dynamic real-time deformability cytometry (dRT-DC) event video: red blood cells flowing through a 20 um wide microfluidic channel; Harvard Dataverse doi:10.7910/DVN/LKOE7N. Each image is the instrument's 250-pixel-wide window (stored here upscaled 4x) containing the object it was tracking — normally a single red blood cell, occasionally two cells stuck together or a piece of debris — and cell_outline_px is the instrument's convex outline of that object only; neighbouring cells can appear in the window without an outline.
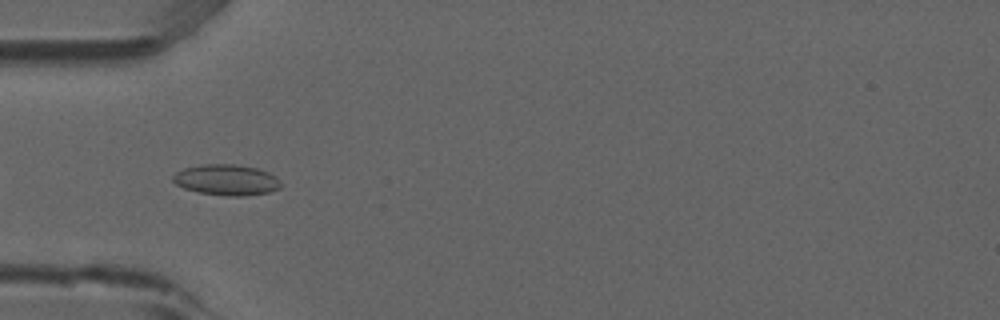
{"species": "common noctule bat (a hibernating species)", "species_latin": "Nyctalus noctula", "temperature_condition": "room temperature", "stored_images_in_passage": 8, "camera_frame_rate_fps": 3000, "um_per_image_px": 0.085, "animal": {"sex": "male", "forearm_length_mm": 52.5}, "frame": {"image": 1, "passage_image": 5, "time_ms": 1.333, "image_size_px": [1000, 320], "cell_outline_px": [[280, 188], [268, 192], [244, 196], [224, 196], [200, 192], [184, 188], [176, 184], [172, 180], [172, 176], [176, 172], [184, 168], [200, 164], [232, 164], [256, 168], [268, 172], [276, 176], [280, 180]], "centroid_in_image_um": [19.24, 15.29], "position_along_channel_um": 65.8, "area_um2": 19.36}}
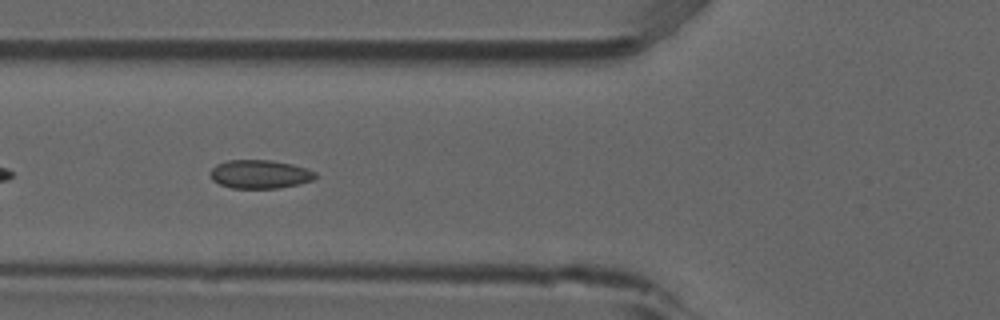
{"frame": {"image": 2, "passage_image": 6, "time_ms": 1.667, "image_size_px": [1000, 320], "cell_outline_px": [[316, 176], [312, 180], [296, 184], [276, 188], [232, 188], [220, 184], [212, 180], [212, 168], [216, 164], [228, 160], [272, 160], [292, 164], [308, 168], [316, 172]], "centroid_in_image_um": [22.1, 14.79], "position_along_channel_um": 103.7, "area_um2": 17.34}}
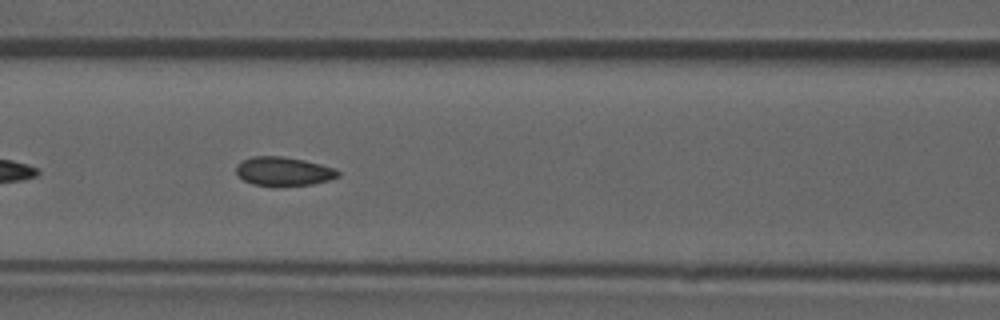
{"frame": {"image": 3, "passage_image": 7, "time_ms": 2.0, "image_size_px": [1000, 320], "cell_outline_px": [[340, 176], [328, 180], [312, 184], [252, 184], [244, 180], [236, 172], [236, 164], [252, 156], [280, 156], [304, 160], [336, 168], [340, 172]], "centroid_in_image_um": [24.12, 14.53], "position_along_channel_um": 142.5, "area_um2": 16.65}}